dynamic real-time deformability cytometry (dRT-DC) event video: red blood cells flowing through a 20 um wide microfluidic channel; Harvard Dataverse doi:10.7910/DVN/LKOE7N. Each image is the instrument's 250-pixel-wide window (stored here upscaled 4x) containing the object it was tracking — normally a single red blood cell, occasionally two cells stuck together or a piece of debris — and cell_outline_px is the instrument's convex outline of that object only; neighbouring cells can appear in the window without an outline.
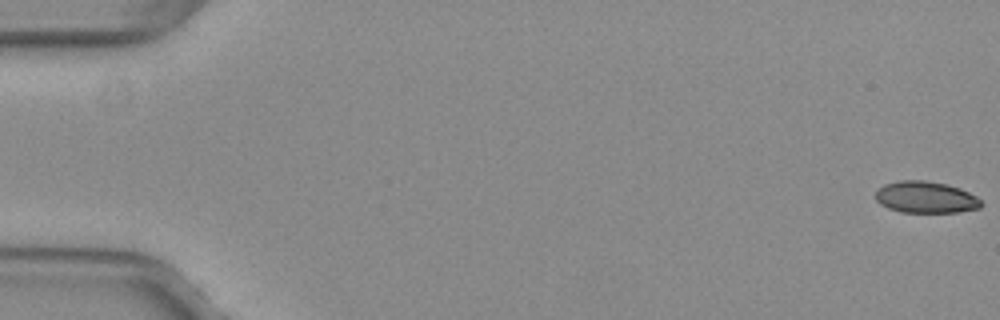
{"species": "common noctule bat (a hibernating species)", "species_latin": "Nyctalus noctula", "temperature_condition": "warm", "stored_images_in_passage": 53, "camera_frame_rate_fps": 3000, "um_per_image_px": 0.085, "animal": {"sex": "female", "body_mass_g": 29.2, "forearm_length_mm": 56.3}, "frame": {"image": 1, "passage_image": 1, "time_ms": 0.0, "image_size_px": [1000, 320], "cell_outline_px": [[984, 204], [980, 208], [960, 212], [900, 212], [888, 208], [880, 204], [876, 200], [876, 192], [884, 184], [900, 180], [924, 180], [948, 184], [960, 188], [976, 196]], "centroid_in_image_um": [78.71, 16.77], "position_along_channel_um": 6.3, "area_um2": 19.59}}
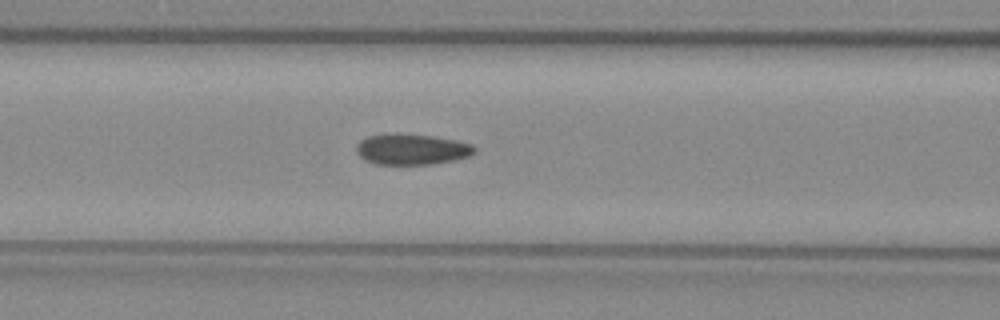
{"frame": {"image": 2, "passage_image": 23, "time_ms": 7.333, "image_size_px": [1000, 320], "cell_outline_px": [[476, 152], [468, 156], [452, 160], [432, 164], [376, 164], [364, 160], [356, 152], [356, 144], [360, 140], [368, 136], [384, 132], [432, 136], [472, 144], [476, 148]], "centroid_in_image_um": [34.93, 12.68], "position_along_channel_um": 131.7, "area_um2": 21.27}}
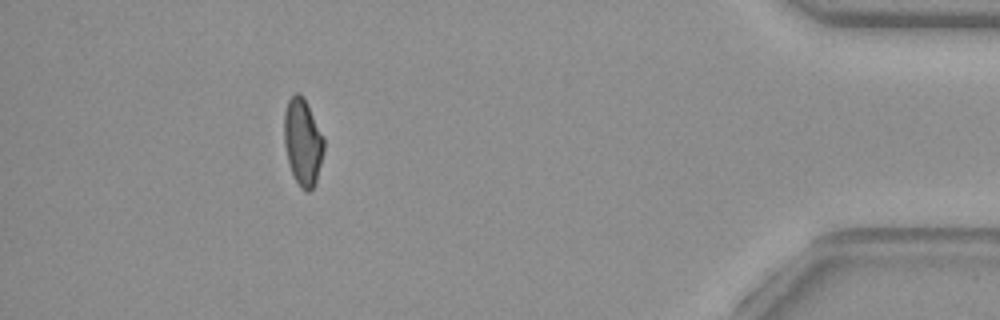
{"frame": {"image": 3, "passage_image": 48, "time_ms": 15.667, "image_size_px": [1000, 320], "cell_outline_px": [[324, 152], [316, 180], [312, 188], [308, 192], [300, 188], [292, 172], [288, 160], [284, 144], [284, 112], [288, 100], [296, 92], [300, 92], [304, 96], [324, 136]], "centroid_in_image_um": [25.74, 12.02], "position_along_channel_um": 409.5, "area_um2": 20.23}, "authors_computed_cell_mechanics": {"area_um2": 21.0392, "velocity_mm_per_s": 4.0095, "shape_relaxation_time_tau1_ms": null, "shape_relaxation_time_tau2_ms": 1.4454, "deformation_change_tau1": null, "deformation_change_tau2": 0.0741}}